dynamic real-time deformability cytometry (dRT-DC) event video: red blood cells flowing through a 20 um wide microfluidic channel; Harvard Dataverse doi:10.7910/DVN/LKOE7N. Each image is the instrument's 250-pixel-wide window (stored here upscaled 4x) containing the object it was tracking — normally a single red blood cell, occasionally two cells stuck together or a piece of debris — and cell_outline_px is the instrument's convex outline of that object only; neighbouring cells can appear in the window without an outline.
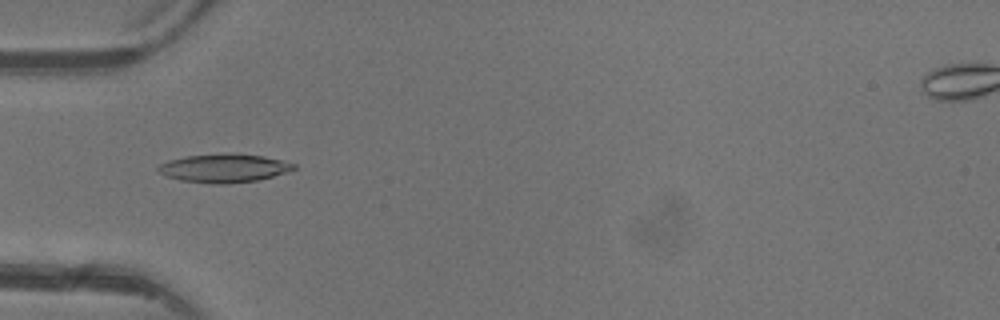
{"species": "common noctule bat (a hibernating species)", "species_latin": "Nyctalus noctula", "temperature_condition": "warm", "stored_images_in_passage": 5, "camera_frame_rate_fps": 3000, "um_per_image_px": 0.085, "animal": {"sex": "female"}, "frame": {"image": 1, "passage_image": 5, "time_ms": 4.667, "image_size_px": [1000, 320], "cell_outline_px": [[296, 168], [288, 172], [256, 180], [224, 184], [212, 184], [180, 180], [168, 176], [160, 172], [156, 168], [160, 164], [168, 160], [188, 156], [264, 156], [284, 160], [296, 164]], "centroid_in_image_um": [19.06, 14.33], "position_along_channel_um": 65.9, "area_um2": 21.5}}